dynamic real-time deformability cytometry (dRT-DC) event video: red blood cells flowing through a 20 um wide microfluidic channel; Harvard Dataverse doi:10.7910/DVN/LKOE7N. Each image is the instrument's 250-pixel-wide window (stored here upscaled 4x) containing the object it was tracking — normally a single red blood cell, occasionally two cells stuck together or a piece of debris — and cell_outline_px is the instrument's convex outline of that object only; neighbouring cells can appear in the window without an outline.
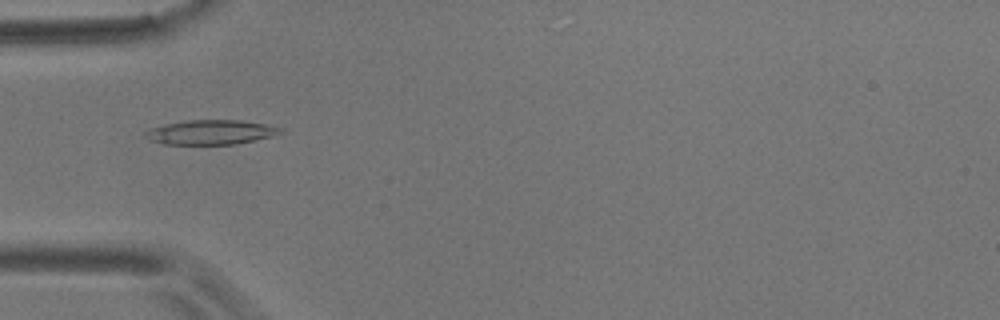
{"species": "common noctule bat (a hibernating species)", "species_latin": "Nyctalus noctula", "temperature_condition": "room temperature", "stored_images_in_passage": 6, "camera_frame_rate_fps": 3000, "um_per_image_px": 0.085, "animal": {"sex": "male", "body_mass_g": 17.9}, "frame": {"image": 1, "passage_image": 4, "time_ms": 4.667, "image_size_px": [1000, 320], "cell_outline_px": [[284, 132], [272, 136], [256, 140], [236, 144], [164, 144], [152, 140], [144, 136], [144, 132], [152, 128], [168, 124], [188, 120], [240, 120], [264, 124], [284, 128]], "centroid_in_image_um": [17.98, 11.24], "position_along_channel_um": 67.0, "area_um2": 19.13}}
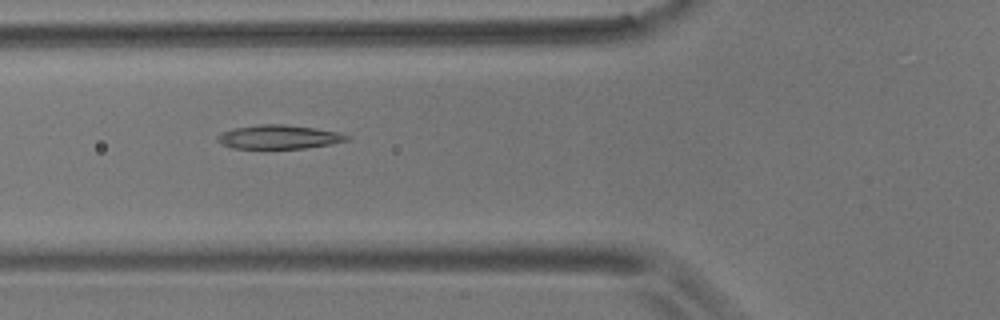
{"frame": {"image": 2, "passage_image": 5, "time_ms": 5.667, "image_size_px": [1000, 320], "cell_outline_px": [[352, 140], [332, 144], [304, 148], [232, 148], [220, 144], [216, 140], [216, 136], [232, 128], [260, 124], [284, 124], [316, 128], [336, 132], [348, 136]], "centroid_in_image_um": [23.69, 11.64], "position_along_channel_um": 102.1, "area_um2": 18.03}}
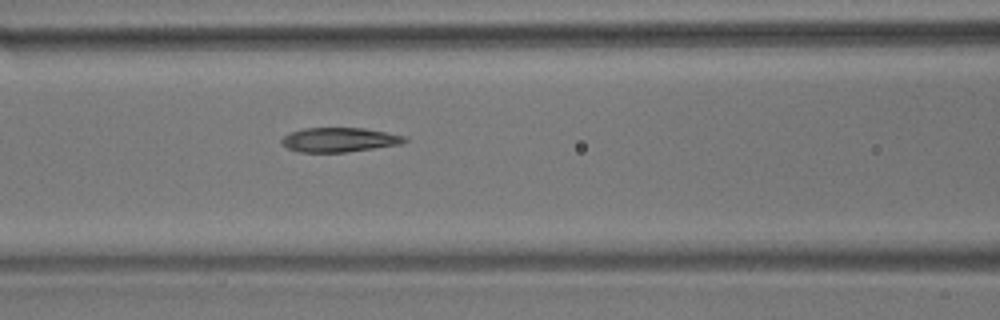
{"frame": {"image": 3, "passage_image": 6, "time_ms": 6.667, "image_size_px": [1000, 320], "cell_outline_px": [[408, 140], [400, 144], [344, 152], [300, 152], [288, 148], [280, 144], [280, 140], [284, 136], [292, 132], [304, 128], [364, 128], [404, 136]], "centroid_in_image_um": [28.79, 11.88], "position_along_channel_um": 137.8, "area_um2": 17.22}}